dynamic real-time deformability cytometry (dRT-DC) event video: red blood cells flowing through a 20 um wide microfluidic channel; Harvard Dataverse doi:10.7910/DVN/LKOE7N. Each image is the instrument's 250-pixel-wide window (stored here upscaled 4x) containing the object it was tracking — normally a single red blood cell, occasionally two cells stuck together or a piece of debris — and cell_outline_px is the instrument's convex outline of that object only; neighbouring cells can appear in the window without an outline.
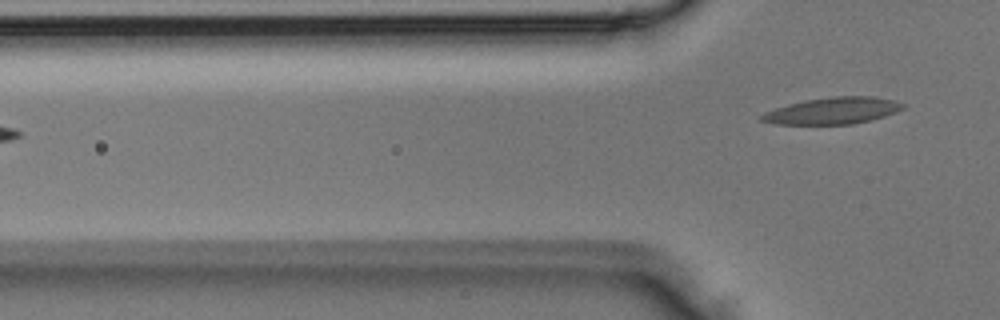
{"species": "Egyptian fruit bat (a non-hibernating species)", "species_latin": "Rousettus aegyptiacus", "temperature_condition": "room temperature", "stored_images_in_passage": 2, "camera_frame_rate_fps": 3000, "um_per_image_px": 0.085, "animal": {"sex": "male"}, "frame": {"image": 1, "passage_image": 2, "time_ms": 0.333, "image_size_px": [1000, 320], "cell_outline_px": [[904, 108], [896, 112], [884, 116], [852, 124], [776, 124], [760, 120], [756, 116], [764, 112], [788, 104], [804, 100], [832, 96], [872, 96], [892, 100], [904, 104]], "centroid_in_image_um": [70.73, 9.41], "position_along_channel_um": 55.1, "area_um2": 21.91}}